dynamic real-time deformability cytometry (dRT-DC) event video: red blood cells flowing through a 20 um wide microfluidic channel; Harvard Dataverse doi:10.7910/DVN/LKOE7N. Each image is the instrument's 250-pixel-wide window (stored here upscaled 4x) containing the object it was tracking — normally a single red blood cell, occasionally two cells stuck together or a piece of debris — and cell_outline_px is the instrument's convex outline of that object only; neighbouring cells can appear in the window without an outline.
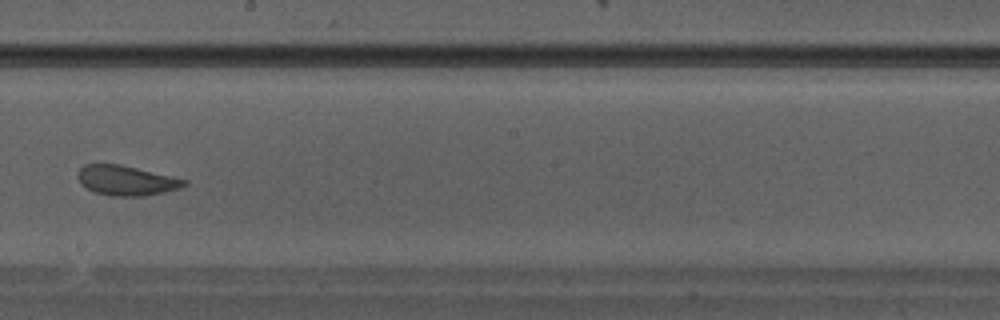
{"species": "Egyptian fruit bat (a non-hibernating species)", "species_latin": "Rousettus aegyptiacus", "temperature_condition": "warm", "stored_images_in_passage": 35, "camera_frame_rate_fps": 3000, "um_per_image_px": 0.085, "animal": {"sex": "male"}, "frame": {"image": 1, "passage_image": 20, "time_ms": 6.333, "image_size_px": [1000, 320], "cell_outline_px": [[188, 184], [180, 188], [164, 192], [144, 196], [112, 196], [96, 192], [80, 184], [76, 176], [80, 168], [84, 164], [120, 164], [188, 180]], "centroid_in_image_um": [10.73, 15.34], "position_along_channel_um": 237.5, "area_um2": 18.5}}